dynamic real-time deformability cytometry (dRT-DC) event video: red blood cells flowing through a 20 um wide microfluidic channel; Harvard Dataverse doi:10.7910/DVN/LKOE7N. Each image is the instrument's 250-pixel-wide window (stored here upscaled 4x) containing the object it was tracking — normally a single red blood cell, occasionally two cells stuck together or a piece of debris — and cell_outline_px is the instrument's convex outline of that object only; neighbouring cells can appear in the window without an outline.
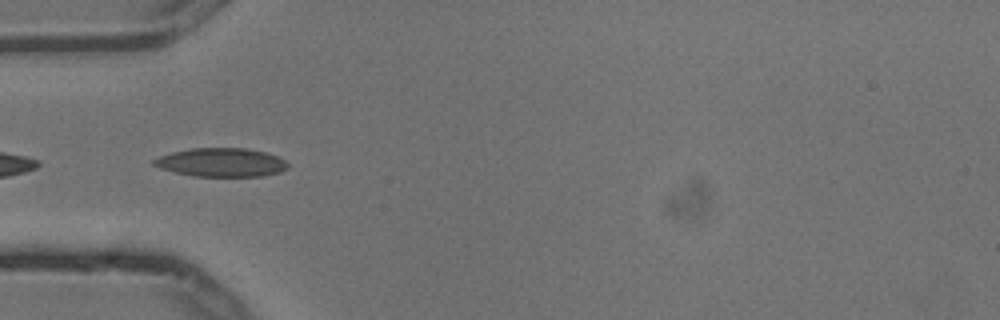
{"species": "common noctule bat (a hibernating species)", "species_latin": "Nyctalus noctula", "temperature_condition": "cold", "stored_images_in_passage": 8, "camera_frame_rate_fps": 3000, "um_per_image_px": 0.085, "animal": {"sex": "male", "body_mass_g": 13.3}, "frame": {"image": 1, "passage_image": 3, "time_ms": 0.667, "image_size_px": [1000, 320], "cell_outline_px": [[288, 168], [280, 172], [264, 176], [196, 176], [176, 172], [160, 168], [152, 164], [152, 160], [160, 156], [172, 152], [192, 148], [248, 148], [264, 152], [276, 156], [284, 160], [288, 164]], "centroid_in_image_um": [18.82, 13.8], "position_along_channel_um": 66.2, "area_um2": 22.25}}
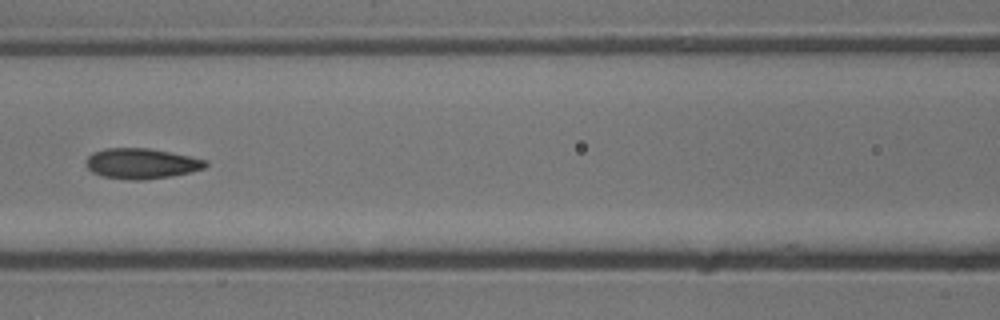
{"frame": {"image": 2, "passage_image": 5, "time_ms": 1.333, "image_size_px": [1000, 320], "cell_outline_px": [[208, 164], [204, 168], [192, 172], [172, 176], [144, 180], [132, 180], [104, 176], [92, 172], [88, 168], [88, 156], [92, 152], [104, 148], [148, 148], [192, 156], [208, 160]], "centroid_in_image_um": [12.08, 13.89], "position_along_channel_um": 154.5, "area_um2": 21.21}}
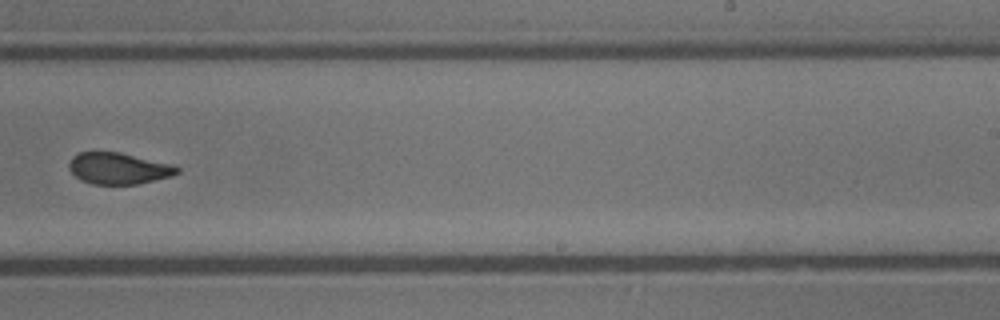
{"frame": {"image": 3, "passage_image": 8, "time_ms": 2.333, "image_size_px": [1000, 320], "cell_outline_px": [[180, 172], [172, 176], [136, 184], [92, 184], [80, 180], [68, 168], [68, 164], [72, 156], [76, 152], [120, 152], [172, 164], [180, 168]], "centroid_in_image_um": [10.06, 14.31], "position_along_channel_um": 278.9, "area_um2": 19.88}}